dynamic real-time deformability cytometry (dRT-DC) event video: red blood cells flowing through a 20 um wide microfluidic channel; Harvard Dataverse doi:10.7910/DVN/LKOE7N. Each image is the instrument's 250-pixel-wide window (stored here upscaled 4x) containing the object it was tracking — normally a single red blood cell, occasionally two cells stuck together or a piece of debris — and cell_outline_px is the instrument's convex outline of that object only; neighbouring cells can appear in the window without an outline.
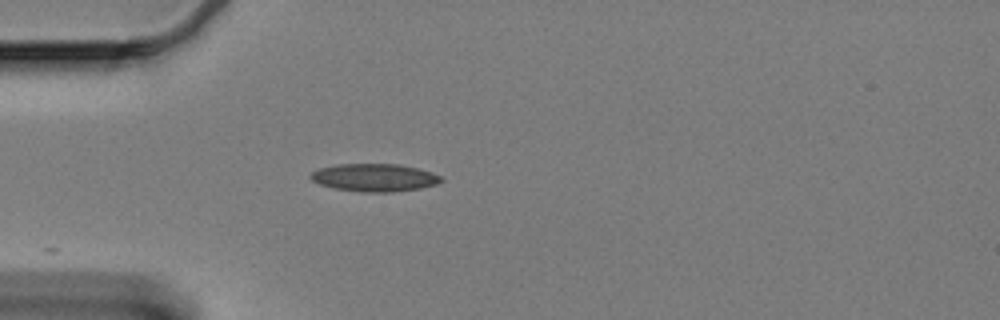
{"species": "Egyptian fruit bat (a non-hibernating species)", "species_latin": "Rousettus aegyptiacus", "temperature_condition": "cold", "stored_images_in_passage": 5, "camera_frame_rate_fps": 3000, "um_per_image_px": 0.085, "animal": {"sex": "female"}, "frame": {"image": 1, "passage_image": 1, "time_ms": 0.0, "image_size_px": [1000, 320], "cell_outline_px": [[444, 180], [436, 184], [420, 188], [392, 192], [364, 192], [336, 188], [320, 184], [312, 180], [308, 176], [312, 172], [320, 168], [336, 164], [400, 164], [432, 172], [440, 176]], "centroid_in_image_um": [31.83, 15.09], "position_along_channel_um": 53.2, "area_um2": 20.98}}
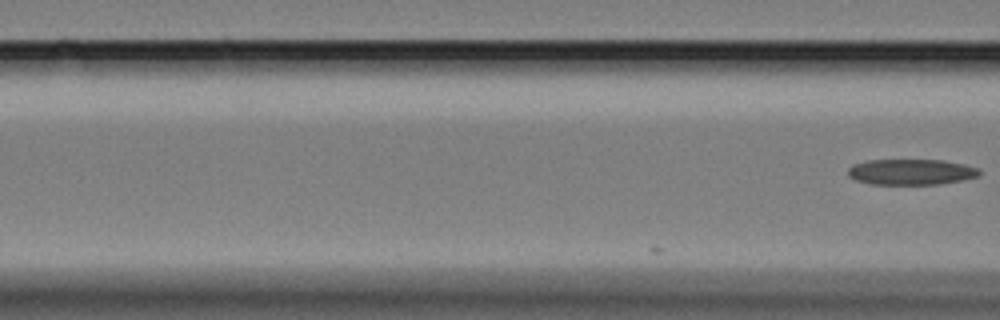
{"frame": {"image": 2, "passage_image": 5, "time_ms": 1.333, "image_size_px": [1000, 320], "cell_outline_px": [[980, 176], [964, 180], [940, 184], [868, 184], [856, 180], [848, 176], [848, 168], [852, 164], [868, 160], [944, 160], [964, 164], [980, 168]], "centroid_in_image_um": [77.46, 14.61], "position_along_channel_um": 89.1, "area_um2": 19.94}}